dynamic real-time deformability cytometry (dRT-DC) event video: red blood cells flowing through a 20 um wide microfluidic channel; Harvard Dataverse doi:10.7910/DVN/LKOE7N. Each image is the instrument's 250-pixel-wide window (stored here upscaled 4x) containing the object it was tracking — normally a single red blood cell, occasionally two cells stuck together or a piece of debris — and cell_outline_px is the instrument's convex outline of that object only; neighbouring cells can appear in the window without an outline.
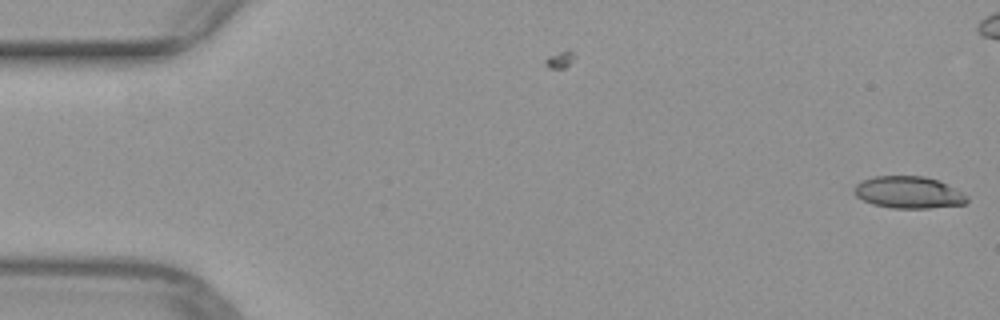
{"species": "common noctule bat (a hibernating species)", "species_latin": "Nyctalus noctula", "temperature_condition": "warm", "stored_images_in_passage": 5, "camera_frame_rate_fps": 3000, "um_per_image_px": 0.085, "animal": {"sex": "female", "body_mass_g": 29.2, "forearm_length_mm": 56.3}, "frame": {"image": 1, "passage_image": 5, "time_ms": 1.333, "image_size_px": [1000, 320], "cell_outline_px": [[968, 200], [964, 204], [928, 208], [892, 208], [872, 204], [856, 196], [852, 192], [856, 184], [872, 176], [924, 176], [940, 180], [968, 196]], "centroid_in_image_um": [77.21, 16.35], "position_along_channel_um": 7.8, "area_um2": 21.04}}